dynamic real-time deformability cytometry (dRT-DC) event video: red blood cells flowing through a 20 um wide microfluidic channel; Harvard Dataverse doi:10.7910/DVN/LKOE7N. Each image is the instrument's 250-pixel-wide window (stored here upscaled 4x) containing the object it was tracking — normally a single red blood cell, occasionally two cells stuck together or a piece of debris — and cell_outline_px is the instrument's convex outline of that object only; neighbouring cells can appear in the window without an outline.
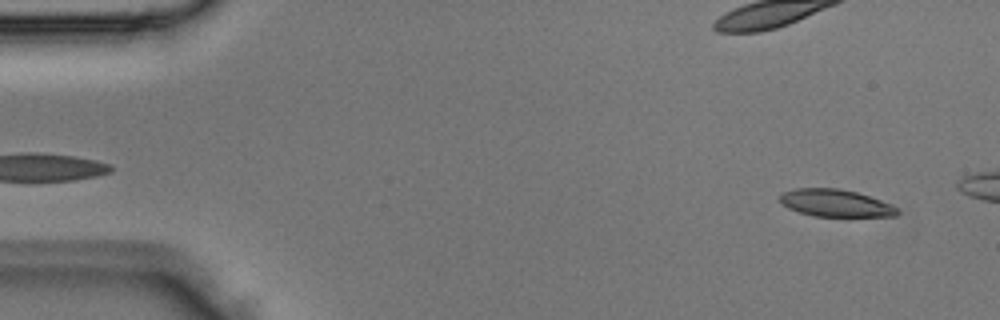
{"species": "Egyptian fruit bat (a non-hibernating species)", "species_latin": "Rousettus aegyptiacus", "temperature_condition": "room temperature", "stored_images_in_passage": 3, "segment_of_instrument_passage": [2, 2], "camera_frame_rate_fps": 3000, "um_per_image_px": 0.085, "animal": {"sex": "male"}, "frame": {"image": 1, "passage_image": 3, "time_ms": 0.667, "image_size_px": [1000, 320], "cell_outline_px": [[900, 212], [896, 216], [816, 216], [800, 212], [788, 208], [780, 200], [780, 192], [796, 188], [840, 188], [856, 192], [892, 204]], "centroid_in_image_um": [71.01, 17.25], "position_along_channel_um": 14.0, "area_um2": 18.55}}